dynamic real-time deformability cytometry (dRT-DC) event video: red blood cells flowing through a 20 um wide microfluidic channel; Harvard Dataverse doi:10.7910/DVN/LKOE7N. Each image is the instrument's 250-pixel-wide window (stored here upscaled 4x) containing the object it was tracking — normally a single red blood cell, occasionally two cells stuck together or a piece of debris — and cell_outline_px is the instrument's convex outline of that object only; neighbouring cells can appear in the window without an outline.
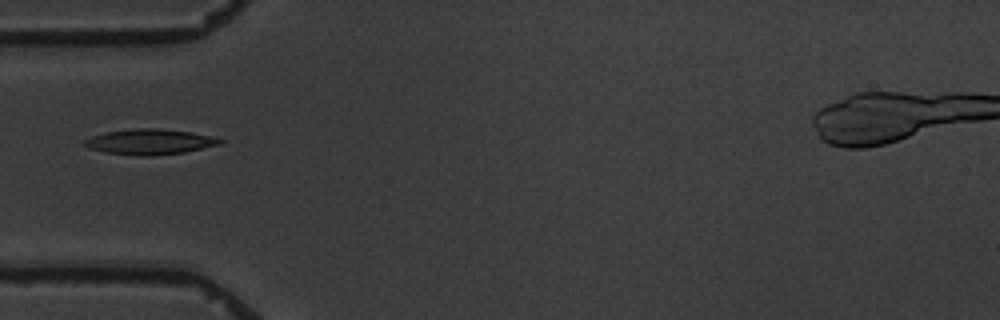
{"species": "common noctule bat (a hibernating species)", "species_latin": "Nyctalus noctula", "temperature_condition": "warm", "stored_images_in_passage": 13, "camera_frame_rate_fps": 3000, "um_per_image_px": 0.085, "animal": {"sex": "male", "body_mass_g": 19.5, "forearm_length_mm": 54.6}, "frame": {"image": 1, "passage_image": 2, "time_ms": 1.333, "image_size_px": [1000, 320], "cell_outline_px": [[224, 140], [220, 144], [184, 152], [152, 156], [140, 156], [104, 152], [92, 148], [84, 144], [84, 140], [92, 136], [108, 132], [136, 128], [160, 128], [188, 132], [208, 136]], "centroid_in_image_um": [12.72, 12.06], "position_along_channel_um": 72.3, "area_um2": 19.65}}
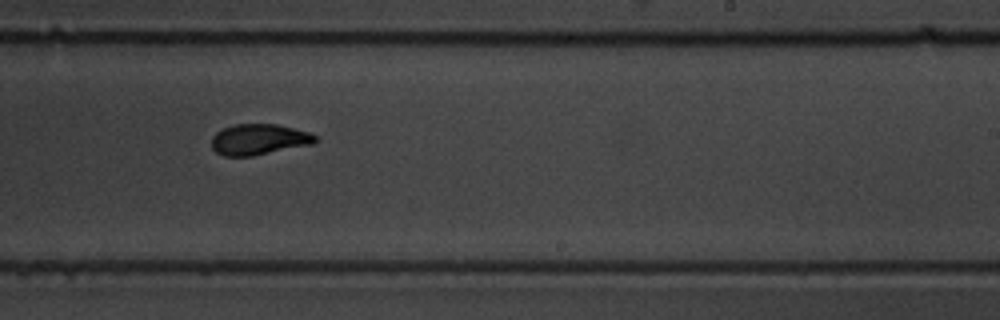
{"frame": {"image": 2, "passage_image": 7, "time_ms": 7.0, "image_size_px": [1000, 320], "cell_outline_px": [[320, 140], [312, 144], [252, 156], [224, 156], [216, 152], [212, 148], [212, 136], [216, 132], [224, 128], [236, 124], [276, 124], [308, 132], [316, 136]], "centroid_in_image_um": [22.0, 11.85], "position_along_channel_um": 267.0, "area_um2": 18.55}}
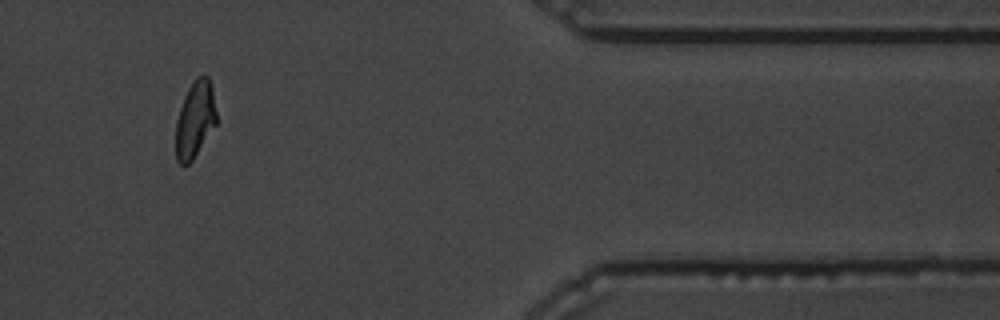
{"frame": {"image": 3, "passage_image": 10, "time_ms": 11.667, "image_size_px": [1000, 320], "cell_outline_px": [[216, 124], [192, 160], [188, 164], [180, 164], [176, 160], [176, 120], [184, 96], [188, 88], [196, 76], [208, 76], [212, 88], [216, 112]], "centroid_in_image_um": [16.57, 10.14], "position_along_channel_um": 394.8, "area_um2": 17.98}, "authors_computed_cell_mechanics": {"area_um2": 19.0162, "velocity_mm_per_s": 3.4384, "shape_relaxation_time_tau1_ms": 5.9281, "shape_relaxation_time_tau2_ms": 2.8436, "deformation_change_tau1": 0.1819, "deformation_change_tau2": 0.0907}}